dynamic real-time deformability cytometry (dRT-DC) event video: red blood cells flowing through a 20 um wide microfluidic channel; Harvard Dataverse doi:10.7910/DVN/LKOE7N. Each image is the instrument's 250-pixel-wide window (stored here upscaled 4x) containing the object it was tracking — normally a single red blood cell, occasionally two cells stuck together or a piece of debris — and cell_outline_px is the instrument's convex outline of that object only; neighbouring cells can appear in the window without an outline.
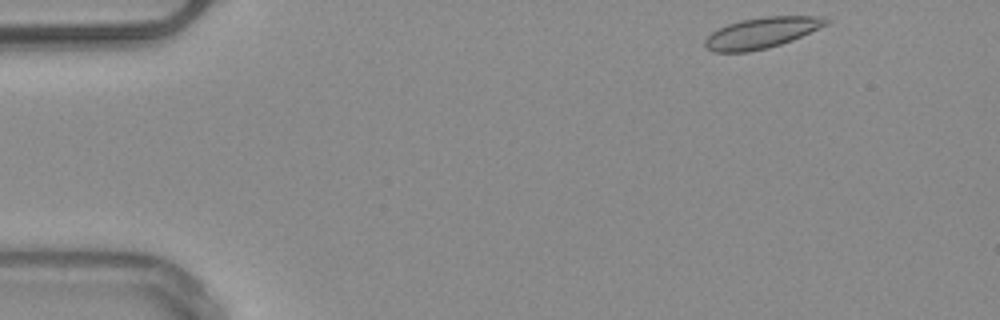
{"species": "common noctule bat (a hibernating species)", "species_latin": "Nyctalus noctula", "temperature_condition": "warm", "stored_images_in_passage": 3, "camera_frame_rate_fps": 3000, "um_per_image_px": 0.085, "animal": {"sex": "male", "body_mass_g": 20.4}, "frame": {"image": 1, "passage_image": 1, "time_ms": 0.0, "image_size_px": [1000, 320], "cell_outline_px": [[832, 20], [828, 24], [792, 40], [768, 48], [748, 52], [712, 52], [704, 48], [704, 40], [712, 32], [728, 24], [740, 20], [764, 16], [824, 16]], "centroid_in_image_um": [64.74, 2.79], "position_along_channel_um": 20.3, "area_um2": 21.91}}